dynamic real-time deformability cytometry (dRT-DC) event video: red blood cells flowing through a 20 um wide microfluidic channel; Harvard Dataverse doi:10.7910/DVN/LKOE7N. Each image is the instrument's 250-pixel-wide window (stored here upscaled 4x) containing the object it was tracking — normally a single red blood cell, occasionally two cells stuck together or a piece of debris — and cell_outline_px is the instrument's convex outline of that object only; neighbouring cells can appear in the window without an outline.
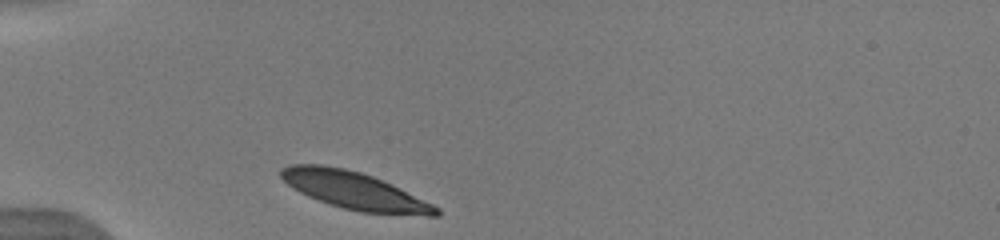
{"species": "human", "species_latin": "Homo sapiens", "temperature_condition": "warm", "stored_images_in_passage": 32, "camera_frame_rate_fps": 3000, "um_per_image_px": 0.085, "donor": {"sex": "male"}, "frame": {"image": 1, "passage_image": 1, "time_ms": 0.0, "image_size_px": [1000, 240], "cell_outline_px": [[440, 216], [428, 216], [360, 212], [328, 204], [308, 196], [292, 188], [280, 176], [280, 168], [288, 164], [320, 164], [344, 168], [360, 172], [372, 176], [392, 184], [440, 208]], "centroid_in_image_um": [30.12, 16.2], "position_along_channel_um": 54.9, "area_um2": 33.81}}
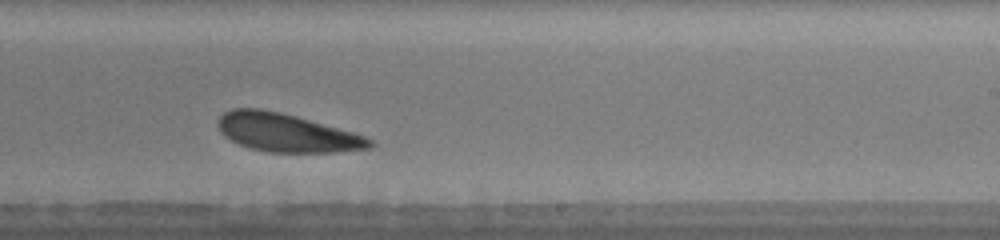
{"frame": {"image": 2, "passage_image": 19, "time_ms": 6.0, "image_size_px": [1000, 240], "cell_outline_px": [[376, 144], [372, 148], [336, 152], [268, 152], [248, 148], [224, 136], [220, 132], [216, 124], [216, 120], [224, 112], [232, 108], [260, 108], [280, 112], [296, 116], [352, 132], [364, 136], [372, 140]], "centroid_in_image_um": [24.33, 11.28], "position_along_channel_um": 264.7, "area_um2": 33.93}, "authors_computed_cell_mechanics": {"area_um2": 34.1309, "velocity_mm_per_s": 3.8178, "shape_relaxation_time_tau1_ms": 1.4659, "shape_relaxation_time_tau2_ms": 7.7039, "deformation_change_tau1": 0.0915, "deformation_change_tau2": 0.147}}